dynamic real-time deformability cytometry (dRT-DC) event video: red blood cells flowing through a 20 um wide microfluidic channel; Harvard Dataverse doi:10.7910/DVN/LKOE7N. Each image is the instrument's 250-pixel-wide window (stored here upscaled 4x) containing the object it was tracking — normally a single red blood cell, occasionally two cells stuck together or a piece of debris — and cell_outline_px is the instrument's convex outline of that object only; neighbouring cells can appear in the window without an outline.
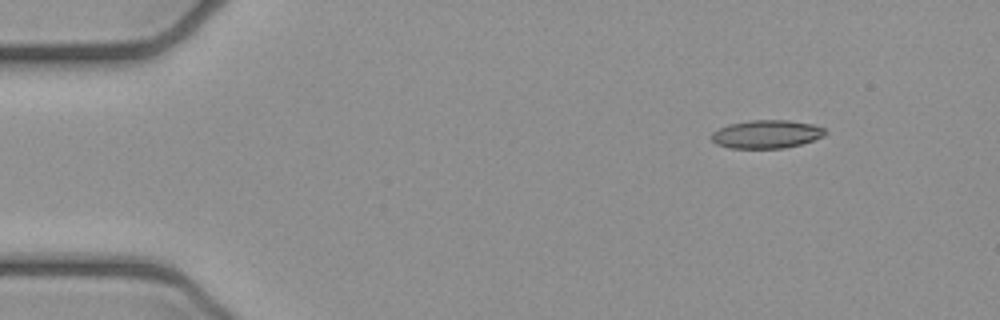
{"species": "common noctule bat (a hibernating species)", "species_latin": "Nyctalus noctula", "temperature_condition": "cold", "stored_images_in_passage": 4, "camera_frame_rate_fps": 3000, "um_per_image_px": 0.085, "animal": {"sex": "female", "body_mass_g": 21.9}, "frame": {"image": 1, "passage_image": 1, "time_ms": 0.0, "image_size_px": [1000, 320], "cell_outline_px": [[828, 132], [824, 136], [800, 144], [784, 148], [728, 148], [716, 144], [712, 140], [712, 132], [728, 124], [752, 120], [788, 120], [812, 124], [824, 128]], "centroid_in_image_um": [65.15, 11.4], "position_along_channel_um": 19.8, "area_um2": 18.67}}
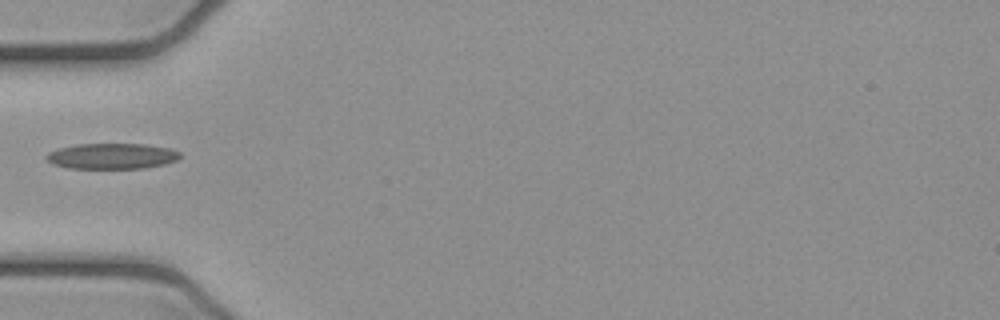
{"frame": {"image": 2, "passage_image": 4, "time_ms": 1.0, "image_size_px": [1000, 320], "cell_outline_px": [[180, 156], [176, 160], [164, 164], [144, 168], [68, 168], [52, 164], [44, 156], [48, 152], [60, 148], [76, 144], [144, 144], [172, 148], [180, 152]], "centroid_in_image_um": [9.51, 13.26], "position_along_channel_um": 75.5, "area_um2": 20.0}}